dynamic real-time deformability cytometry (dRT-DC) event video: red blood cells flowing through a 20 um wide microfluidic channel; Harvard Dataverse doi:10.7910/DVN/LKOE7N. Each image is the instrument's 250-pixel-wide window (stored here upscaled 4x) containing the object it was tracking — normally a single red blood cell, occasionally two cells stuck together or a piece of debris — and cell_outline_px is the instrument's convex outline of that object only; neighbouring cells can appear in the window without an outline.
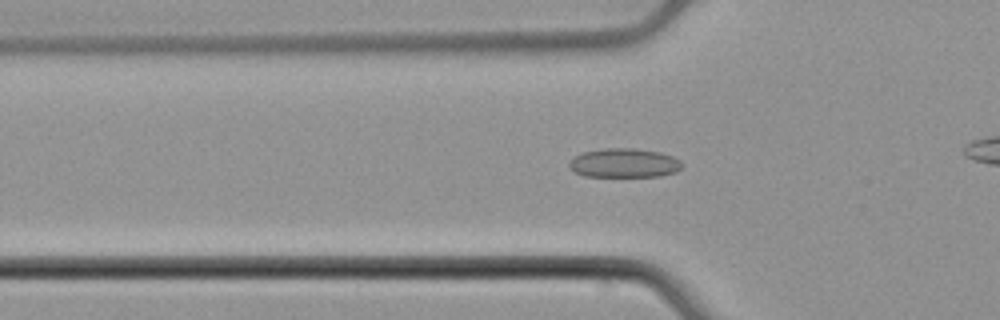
{"species": "common noctule bat (a hibernating species)", "species_latin": "Nyctalus noctula", "temperature_condition": "cold", "stored_images_in_passage": 43, "camera_frame_rate_fps": 3000, "um_per_image_px": 0.085, "animal": {"sex": "male", "body_mass_g": 21.5, "forearm_length_mm": 52.0}, "frame": {"image": 1, "passage_image": 18, "time_ms": 5.667, "image_size_px": [1000, 320], "cell_outline_px": [[684, 164], [676, 172], [660, 176], [584, 176], [576, 172], [568, 164], [576, 156], [584, 152], [604, 148], [636, 148], [660, 152], [672, 156], [680, 160]], "centroid_in_image_um": [53.11, 13.85], "position_along_channel_um": 72.7, "area_um2": 19.02}}
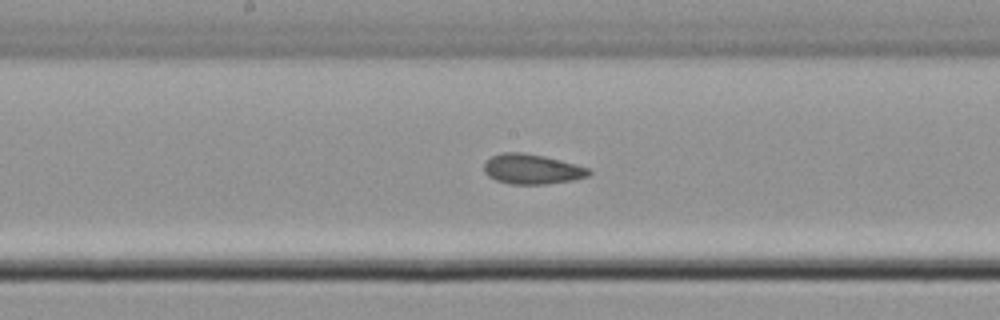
{"frame": {"image": 2, "passage_image": 28, "time_ms": 9.0, "image_size_px": [1000, 320], "cell_outline_px": [[592, 172], [588, 176], [572, 180], [548, 184], [512, 184], [496, 180], [488, 176], [484, 172], [484, 164], [492, 156], [500, 152], [524, 152], [544, 156], [576, 164], [588, 168]], "centroid_in_image_um": [45.21, 14.37], "position_along_channel_um": 203.0, "area_um2": 18.32}}
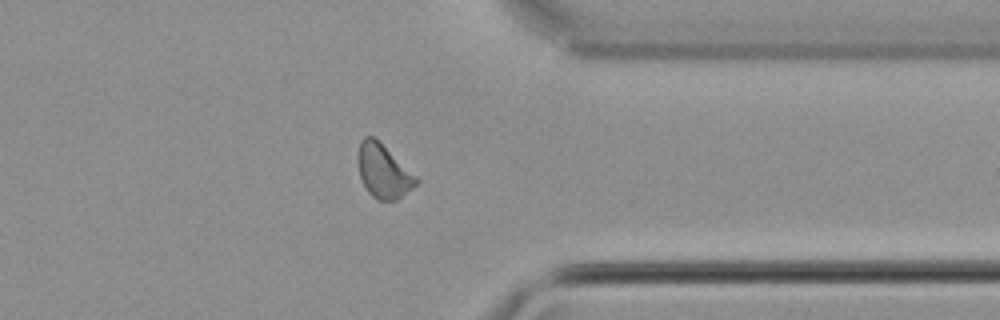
{"frame": {"image": 3, "passage_image": 42, "time_ms": 13.667, "image_size_px": [1000, 320], "cell_outline_px": [[420, 180], [416, 184], [396, 200], [376, 200], [368, 192], [360, 176], [356, 156], [360, 140], [364, 136], [372, 136], [416, 176]], "centroid_in_image_um": [32.54, 14.55], "position_along_channel_um": 378.9, "area_um2": 17.8}}